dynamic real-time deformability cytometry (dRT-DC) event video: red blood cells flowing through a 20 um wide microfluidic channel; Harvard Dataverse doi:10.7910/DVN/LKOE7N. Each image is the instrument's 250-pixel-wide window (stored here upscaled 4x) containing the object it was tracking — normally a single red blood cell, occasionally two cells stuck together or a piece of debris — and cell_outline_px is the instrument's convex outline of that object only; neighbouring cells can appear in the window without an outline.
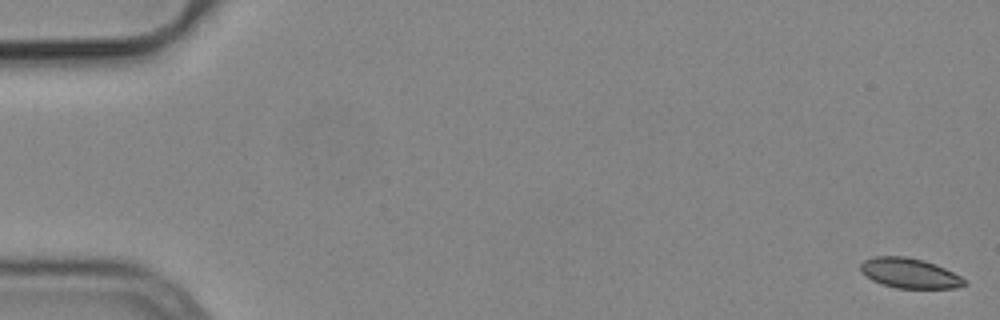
{"species": "common noctule bat (a hibernating species)", "species_latin": "Nyctalus noctula", "temperature_condition": "cold", "stored_images_in_passage": 55, "camera_frame_rate_fps": 3000, "um_per_image_px": 0.085, "animal": {"sex": "male", "body_mass_g": 19.2, "forearm_length_mm": 51.8}, "frame": {"image": 1, "passage_image": 1, "time_ms": 0.0, "image_size_px": [1000, 320], "cell_outline_px": [[968, 284], [956, 288], [896, 288], [872, 280], [864, 276], [860, 272], [860, 264], [864, 260], [872, 256], [904, 256], [924, 260], [944, 268], [960, 276]], "centroid_in_image_um": [77.27, 23.21], "position_along_channel_um": 7.7, "area_um2": 18.15}}
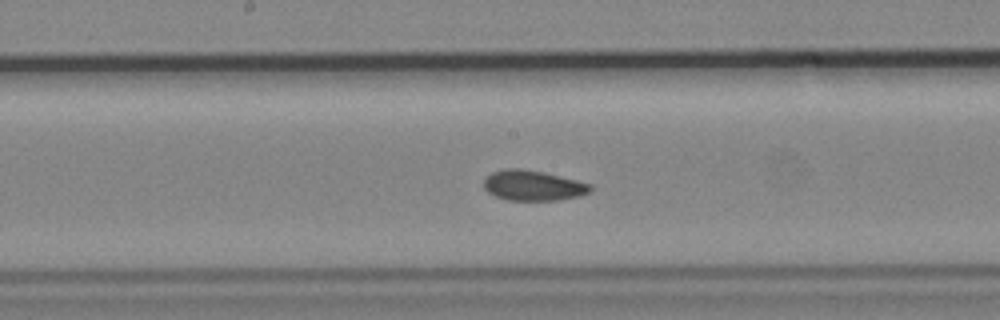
{"frame": {"image": 2, "passage_image": 29, "time_ms": 9.333, "image_size_px": [1000, 320], "cell_outline_px": [[592, 192], [580, 196], [560, 200], [508, 200], [496, 196], [488, 192], [484, 188], [484, 180], [492, 172], [504, 168], [520, 168], [540, 172], [576, 180], [592, 184]], "centroid_in_image_um": [45.33, 15.78], "position_along_channel_um": 202.9, "area_um2": 18.73}}
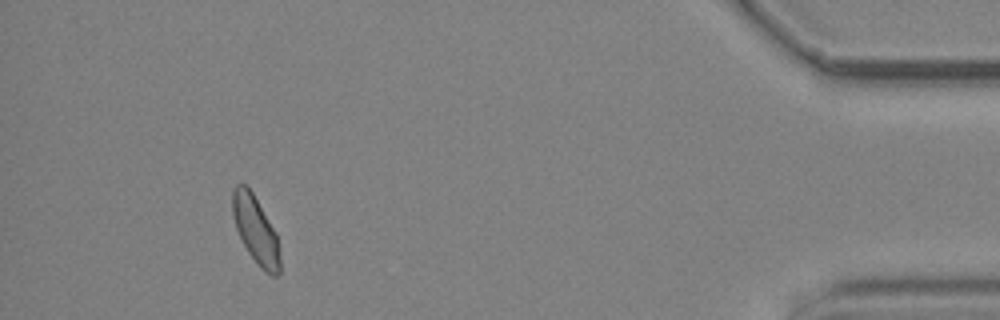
{"frame": {"image": 3, "passage_image": 51, "time_ms": 16.667, "image_size_px": [1000, 320], "cell_outline_px": [[280, 272], [276, 276], [272, 276], [248, 252], [236, 228], [232, 216], [232, 188], [236, 184], [244, 184], [252, 192], [276, 232], [280, 256]], "centroid_in_image_um": [21.72, 19.49], "position_along_channel_um": 413.5, "area_um2": 18.21}, "authors_computed_cell_mechanics": {"area_um2": 18.9006, "velocity_mm_per_s": 3.7502, "shape_relaxation_time_tau1_ms": 9.0638, "shape_relaxation_time_tau2_ms": 4.7224, "deformation_change_tau1": 0.1062, "deformation_change_tau2": 0.0755}}